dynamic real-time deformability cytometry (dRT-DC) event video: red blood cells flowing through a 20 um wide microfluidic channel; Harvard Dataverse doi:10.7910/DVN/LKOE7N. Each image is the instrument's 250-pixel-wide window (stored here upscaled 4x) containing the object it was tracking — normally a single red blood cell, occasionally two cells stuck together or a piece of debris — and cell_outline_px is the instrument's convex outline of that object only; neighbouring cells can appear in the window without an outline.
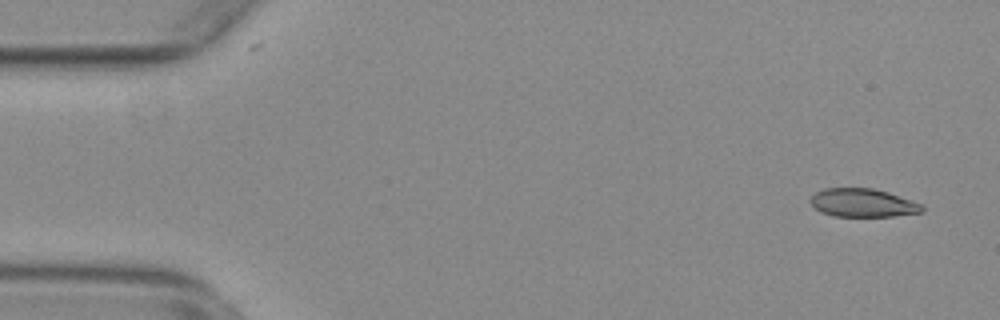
{"species": "common noctule bat (a hibernating species)", "species_latin": "Nyctalus noctula", "temperature_condition": "warm", "stored_images_in_passage": 9, "camera_frame_rate_fps": 3000, "um_per_image_px": 0.085, "animal": {"sex": "female", "body_mass_g": 29.2, "forearm_length_mm": 56.3}, "frame": {"image": 1, "passage_image": 1, "time_ms": 0.0, "image_size_px": [1000, 320], "cell_outline_px": [[924, 212], [892, 216], [832, 216], [820, 212], [808, 200], [816, 192], [824, 188], [872, 188], [888, 192], [920, 204], [924, 208]], "centroid_in_image_um": [73.3, 17.24], "position_along_channel_um": 11.7, "area_um2": 18.32}}